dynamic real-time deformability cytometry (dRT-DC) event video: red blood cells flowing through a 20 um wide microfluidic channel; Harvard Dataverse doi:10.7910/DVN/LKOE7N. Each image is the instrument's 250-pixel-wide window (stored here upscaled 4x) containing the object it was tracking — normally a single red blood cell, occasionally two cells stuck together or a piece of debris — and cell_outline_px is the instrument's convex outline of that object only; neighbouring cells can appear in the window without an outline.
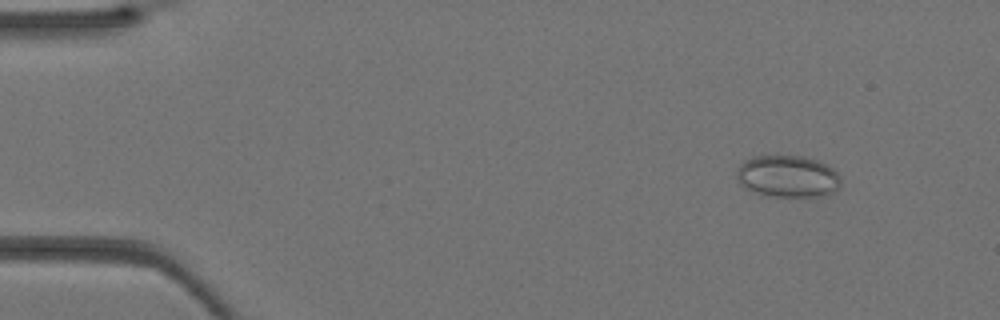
{"species": "Egyptian fruit bat (a non-hibernating species)", "species_latin": "Rousettus aegyptiacus", "temperature_condition": "warm", "stored_images_in_passage": 40, "camera_frame_rate_fps": 3000, "um_per_image_px": 0.085, "animal": {"sex": "female"}, "frame": {"image": 1, "passage_image": 4, "time_ms": 1.0, "image_size_px": [1000, 320], "cell_outline_px": [[840, 188], [824, 196], [772, 196], [756, 192], [740, 184], [736, 180], [736, 172], [740, 164], [744, 160], [752, 156], [804, 156], [828, 164], [840, 176]], "centroid_in_image_um": [66.96, 14.98], "position_along_channel_um": 18.0, "area_um2": 25.49}}
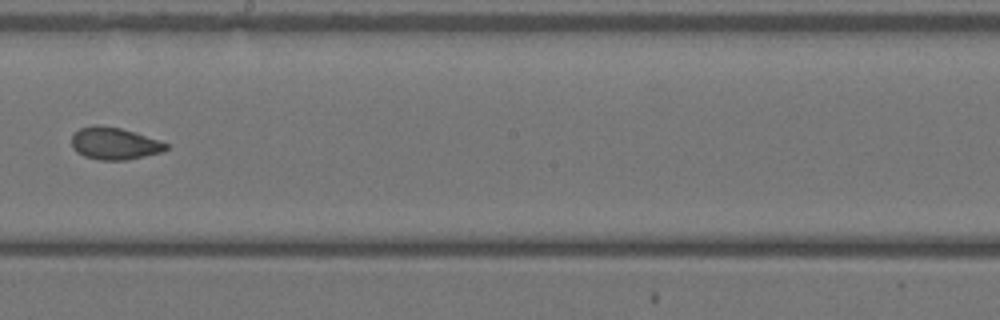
{"frame": {"image": 2, "passage_image": 23, "time_ms": 7.333, "image_size_px": [1000, 320], "cell_outline_px": [[168, 148], [164, 152], [124, 160], [100, 160], [84, 156], [76, 152], [72, 148], [72, 136], [80, 128], [92, 124], [96, 124], [120, 128], [136, 132], [160, 140], [168, 144]], "centroid_in_image_um": [9.73, 12.19], "position_along_channel_um": 238.5, "area_um2": 17.86}}
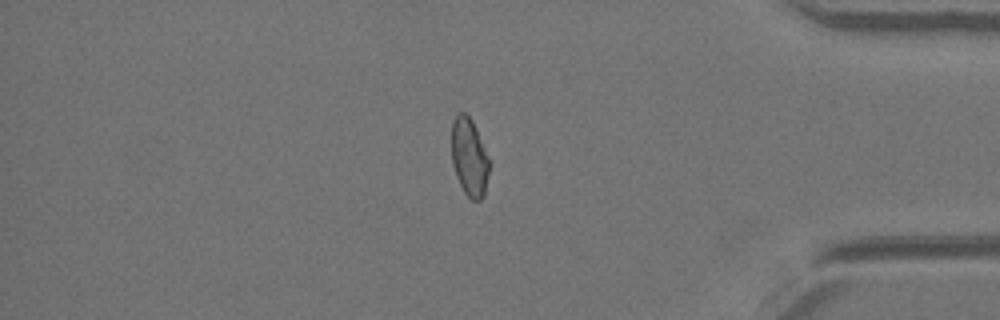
{"frame": {"image": 3, "passage_image": 34, "time_ms": 11.0, "image_size_px": [1000, 320], "cell_outline_px": [[488, 172], [484, 196], [480, 200], [472, 200], [464, 192], [456, 176], [452, 164], [452, 120], [460, 112], [464, 112], [472, 120], [476, 128], [488, 160]], "centroid_in_image_um": [39.86, 13.36], "position_along_channel_um": 395.3, "area_um2": 16.76}}